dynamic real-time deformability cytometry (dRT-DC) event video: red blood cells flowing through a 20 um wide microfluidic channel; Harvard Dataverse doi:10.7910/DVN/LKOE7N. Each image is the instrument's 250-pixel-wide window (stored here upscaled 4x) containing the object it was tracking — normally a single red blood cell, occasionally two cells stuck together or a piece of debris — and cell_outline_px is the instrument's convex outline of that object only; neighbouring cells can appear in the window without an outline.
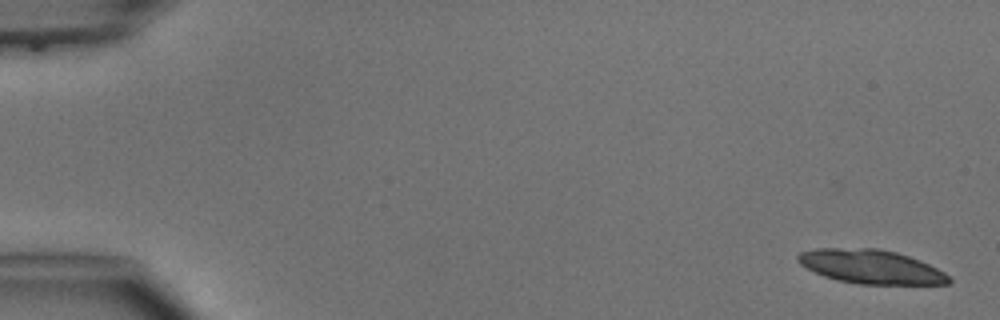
{"species": "common noctule bat (a hibernating species)", "species_latin": "Nyctalus noctula", "temperature_condition": "cold", "stored_images_in_passage": 2, "camera_frame_rate_fps": 3000, "um_per_image_px": 0.085, "animal": {"sex": "male", "body_mass_g": 15.6}, "frame": {"image": 1, "passage_image": 1, "time_ms": 0.0, "image_size_px": [1000, 320], "cell_outline_px": [[952, 280], [948, 284], [856, 284], [836, 280], [824, 276], [800, 264], [796, 260], [796, 256], [800, 252], [816, 248], [880, 248], [896, 252], [920, 260], [944, 272]], "centroid_in_image_um": [74.01, 22.66], "position_along_channel_um": 11.0, "area_um2": 29.88}}